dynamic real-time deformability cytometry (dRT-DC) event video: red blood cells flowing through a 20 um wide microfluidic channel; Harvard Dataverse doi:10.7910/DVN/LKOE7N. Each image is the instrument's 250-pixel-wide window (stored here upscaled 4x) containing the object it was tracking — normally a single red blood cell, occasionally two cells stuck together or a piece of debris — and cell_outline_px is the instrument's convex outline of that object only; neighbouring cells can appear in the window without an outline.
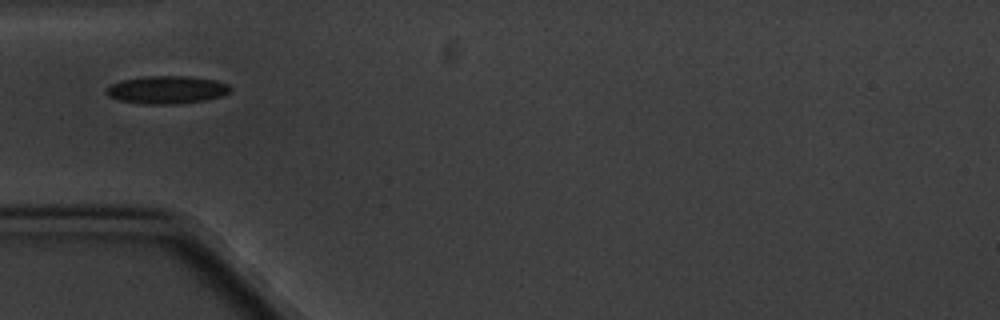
{"species": "common noctule bat (a hibernating species)", "species_latin": "Nyctalus noctula", "temperature_condition": "cold", "stored_images_in_passage": 5, "camera_frame_rate_fps": 3000, "um_per_image_px": 0.085, "animal": {"sex": "male", "body_mass_g": 20.1, "forearm_length_mm": 53.5}, "frame": {"image": 1, "passage_image": 1, "time_ms": 0.0, "image_size_px": [1000, 320], "cell_outline_px": [[232, 88], [228, 92], [220, 96], [204, 100], [172, 104], [144, 104], [116, 100], [108, 96], [104, 92], [112, 84], [120, 80], [144, 76], [188, 76], [216, 80], [228, 84]], "centroid_in_image_um": [14.14, 7.62], "position_along_channel_um": 70.9, "area_um2": 20.11}}